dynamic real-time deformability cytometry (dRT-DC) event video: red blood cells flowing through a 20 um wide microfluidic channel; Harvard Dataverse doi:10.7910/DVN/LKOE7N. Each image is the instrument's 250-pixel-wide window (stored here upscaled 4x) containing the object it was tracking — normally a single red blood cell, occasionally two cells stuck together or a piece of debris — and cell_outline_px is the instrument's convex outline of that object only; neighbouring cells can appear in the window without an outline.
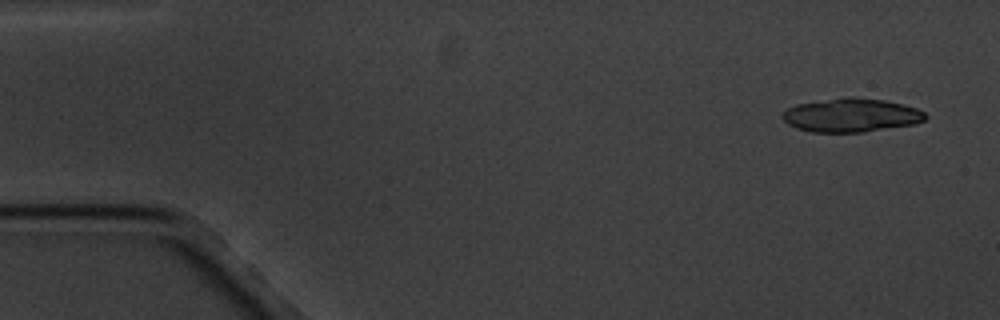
{"species": "common noctule bat (a hibernating species)", "species_latin": "Nyctalus noctula", "temperature_condition": "cold", "stored_images_in_passage": 5, "camera_frame_rate_fps": 3000, "um_per_image_px": 0.085, "animal": {"sex": "male", "body_mass_g": 20.1, "forearm_length_mm": 53.5}, "frame": {"image": 1, "passage_image": 1, "time_ms": 0.0, "image_size_px": [1000, 320], "cell_outline_px": [[928, 116], [924, 120], [912, 124], [860, 132], [812, 132], [796, 128], [788, 124], [780, 116], [788, 108], [796, 104], [848, 96], [856, 96], [884, 100], [904, 104], [916, 108], [924, 112]], "centroid_in_image_um": [72.33, 9.78], "position_along_channel_um": 12.7, "area_um2": 27.98}}